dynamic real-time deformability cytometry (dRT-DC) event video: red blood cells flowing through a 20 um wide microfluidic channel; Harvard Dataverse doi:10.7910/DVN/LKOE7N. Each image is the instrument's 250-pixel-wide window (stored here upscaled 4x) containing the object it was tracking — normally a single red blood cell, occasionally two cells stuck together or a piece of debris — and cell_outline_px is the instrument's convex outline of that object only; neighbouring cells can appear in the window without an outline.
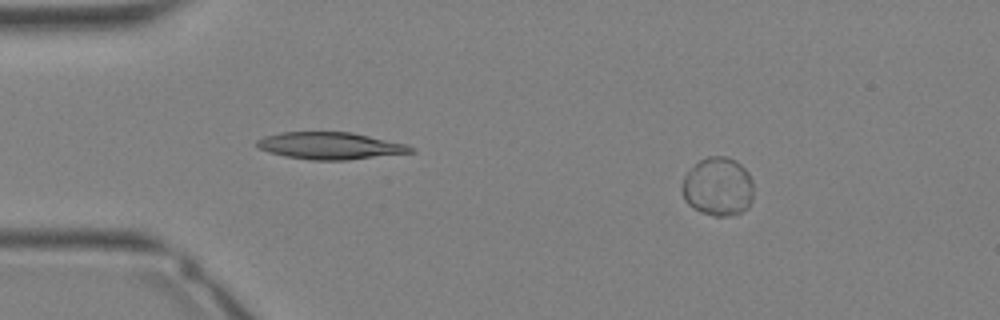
{"species": "Egyptian fruit bat (a non-hibernating species)", "species_latin": "Rousettus aegyptiacus", "temperature_condition": "warm", "stored_images_in_passage": 34, "camera_frame_rate_fps": 3000, "um_per_image_px": 0.085, "animal": {"sex": "female"}, "frame": {"image": 1, "passage_image": 4, "time_ms": 1.0, "image_size_px": [1000, 320], "cell_outline_px": [[752, 200], [748, 208], [740, 212], [728, 216], [716, 216], [700, 212], [692, 208], [684, 200], [680, 188], [684, 176], [700, 160], [708, 156], [724, 156], [736, 160], [748, 172], [752, 180]], "centroid_in_image_um": [61.01, 15.87], "position_along_channel_um": 24.0, "area_um2": 24.57}}
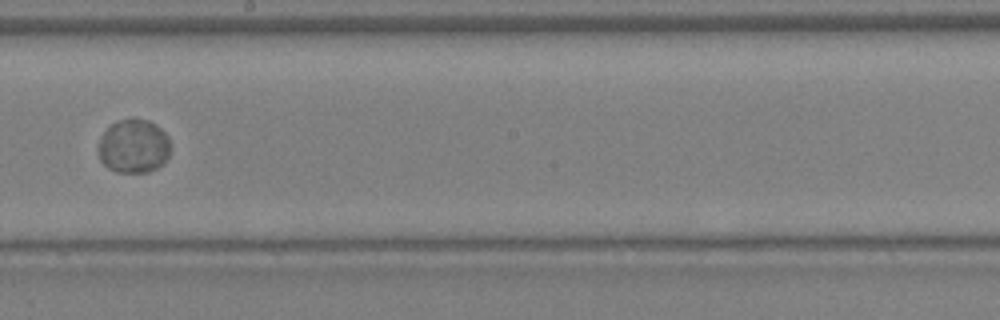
{"frame": {"image": 2, "passage_image": 19, "time_ms": 6.0, "image_size_px": [1000, 320], "cell_outline_px": [[168, 156], [156, 168], [148, 172], [116, 172], [108, 168], [100, 160], [100, 140], [104, 132], [116, 120], [132, 116], [148, 120], [156, 124], [168, 136]], "centroid_in_image_um": [11.35, 12.39], "position_along_channel_um": 236.9, "area_um2": 22.48}}
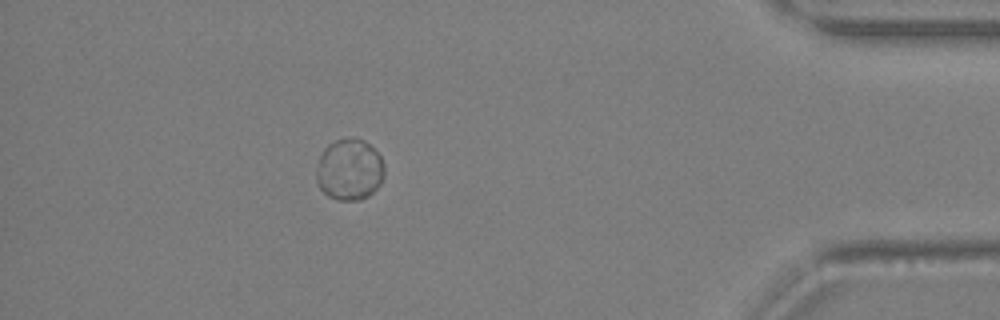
{"frame": {"image": 3, "passage_image": 30, "time_ms": 9.667, "image_size_px": [1000, 320], "cell_outline_px": [[384, 176], [380, 184], [368, 196], [360, 200], [336, 200], [328, 196], [320, 188], [316, 180], [316, 168], [320, 156], [324, 148], [328, 144], [336, 140], [348, 136], [352, 136], [364, 140], [380, 156], [384, 164]], "centroid_in_image_um": [29.69, 14.4], "position_along_channel_um": 405.5, "area_um2": 24.57}}